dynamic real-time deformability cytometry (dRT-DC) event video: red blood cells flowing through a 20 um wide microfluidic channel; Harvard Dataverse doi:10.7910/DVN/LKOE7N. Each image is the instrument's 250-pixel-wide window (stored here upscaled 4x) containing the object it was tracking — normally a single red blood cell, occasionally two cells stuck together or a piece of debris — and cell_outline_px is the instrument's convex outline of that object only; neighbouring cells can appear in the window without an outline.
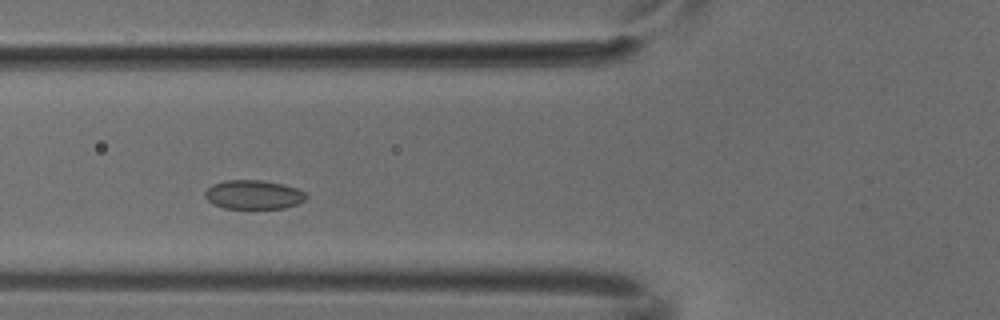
{"species": "common noctule bat (a hibernating species)", "species_latin": "Nyctalus noctula", "temperature_condition": "cold", "stored_images_in_passage": 5, "camera_frame_rate_fps": 3000, "um_per_image_px": 0.085, "animal": {"sex": "male", "body_mass_g": 18.8}, "frame": {"image": 1, "passage_image": 4, "time_ms": 1.0, "image_size_px": [1000, 320], "cell_outline_px": [[308, 196], [304, 200], [296, 204], [284, 208], [224, 208], [212, 204], [204, 196], [204, 192], [212, 184], [224, 180], [260, 180], [284, 184], [296, 188], [304, 192]], "centroid_in_image_um": [21.52, 16.54], "position_along_channel_um": 104.3, "area_um2": 17.11}}
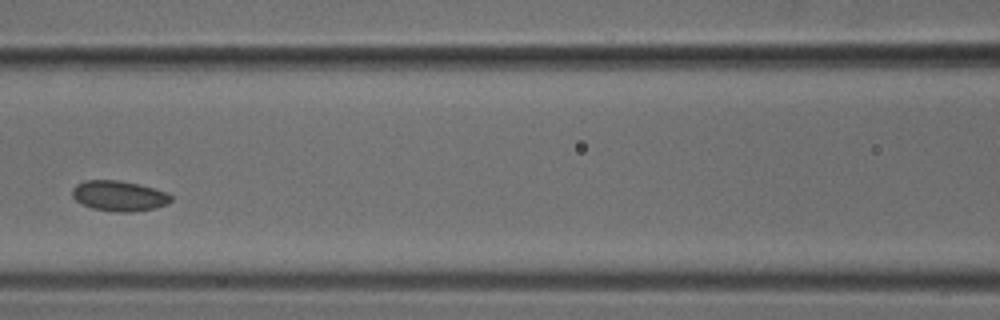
{"frame": {"image": 2, "passage_image": 5, "time_ms": 1.333, "image_size_px": [1000, 320], "cell_outline_px": [[172, 200], [168, 204], [156, 208], [132, 212], [116, 212], [92, 208], [76, 200], [72, 196], [72, 188], [76, 184], [84, 180], [120, 180], [168, 192], [172, 196]], "centroid_in_image_um": [10.13, 16.65], "position_along_channel_um": 156.5, "area_um2": 17.51}}